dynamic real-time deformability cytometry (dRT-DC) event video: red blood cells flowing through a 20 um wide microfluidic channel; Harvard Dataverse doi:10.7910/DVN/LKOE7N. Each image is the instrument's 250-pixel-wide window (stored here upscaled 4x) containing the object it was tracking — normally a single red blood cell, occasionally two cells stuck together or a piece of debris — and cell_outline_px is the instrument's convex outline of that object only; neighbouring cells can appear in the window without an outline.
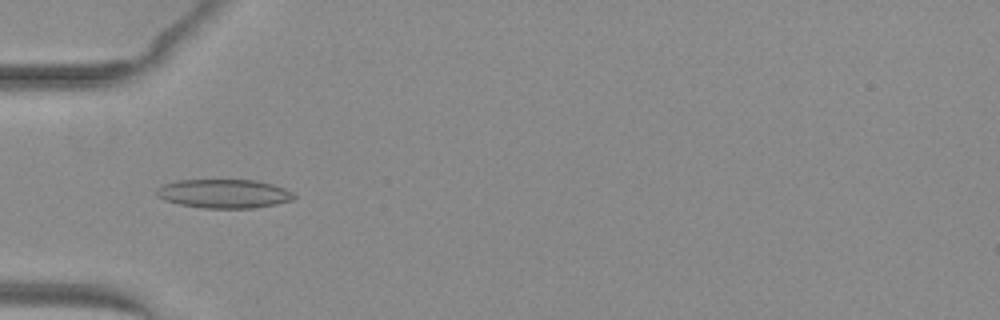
{"species": "common noctule bat (a hibernating species)", "species_latin": "Nyctalus noctula", "temperature_condition": "warm", "stored_images_in_passage": 52, "camera_frame_rate_fps": 3000, "um_per_image_px": 0.085, "animal": {"sex": "female", "body_mass_g": 29.2, "forearm_length_mm": 56.3}, "frame": {"image": 1, "passage_image": 18, "time_ms": 5.667, "image_size_px": [1000, 320], "cell_outline_px": [[296, 196], [292, 200], [276, 204], [252, 208], [204, 208], [180, 204], [164, 200], [156, 196], [156, 192], [164, 184], [176, 180], [256, 180], [272, 184], [284, 188], [292, 192]], "centroid_in_image_um": [19.04, 16.46], "position_along_channel_um": 66.0, "area_um2": 23.0}}
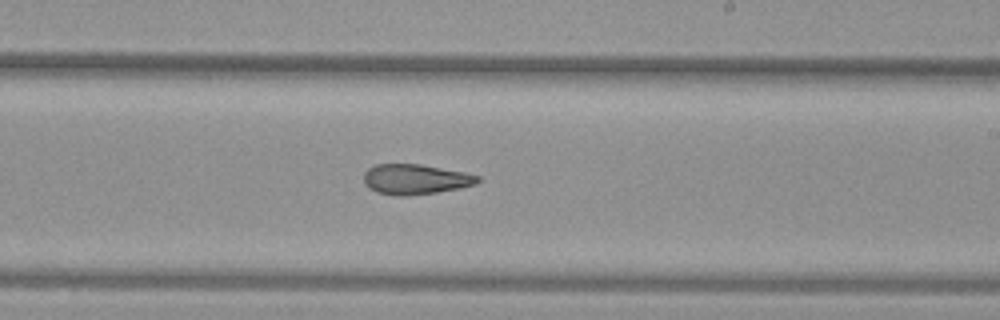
{"frame": {"image": 2, "passage_image": 32, "time_ms": 10.333, "image_size_px": [1000, 320], "cell_outline_px": [[480, 180], [476, 184], [460, 188], [436, 192], [404, 196], [396, 196], [376, 192], [368, 188], [364, 184], [364, 172], [368, 168], [376, 164], [420, 164], [464, 172], [480, 176]], "centroid_in_image_um": [35.28, 15.24], "position_along_channel_um": 253.7, "area_um2": 20.11}}
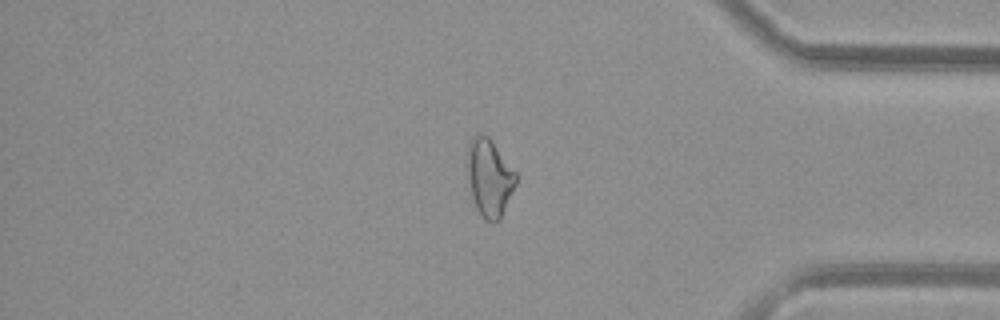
{"frame": {"image": 3, "passage_image": 44, "time_ms": 14.333, "image_size_px": [1000, 320], "cell_outline_px": [[516, 184], [500, 220], [492, 224], [484, 220], [480, 216], [476, 208], [472, 196], [468, 176], [468, 144], [472, 136], [488, 136], [492, 140], [516, 172]], "centroid_in_image_um": [41.61, 15.15], "position_along_channel_um": 393.6, "area_um2": 21.85}, "authors_computed_cell_mechanics": {"area_um2": 22.1085, "velocity_mm_per_s": 4.0529, "shape_relaxation_time_tau1_ms": null, "shape_relaxation_time_tau2_ms": 4.6107, "deformation_change_tau1": null, "deformation_change_tau2": 0.1499}}